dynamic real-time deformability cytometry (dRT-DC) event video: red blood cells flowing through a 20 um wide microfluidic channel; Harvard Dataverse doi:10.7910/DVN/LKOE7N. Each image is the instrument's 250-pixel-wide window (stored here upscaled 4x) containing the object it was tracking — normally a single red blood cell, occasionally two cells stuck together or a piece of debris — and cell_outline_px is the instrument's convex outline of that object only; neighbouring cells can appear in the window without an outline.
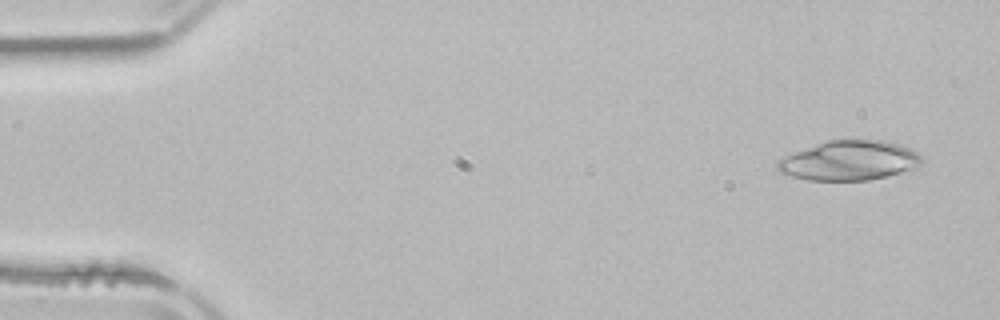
{"species": "common noctule bat (a hibernating species)", "species_latin": "Nyctalus noctula", "temperature_condition": "room temperature", "stored_images_in_passage": 3, "camera_frame_rate_fps": 3000, "um_per_image_px": 0.085, "animal": {"sex": "male", "body_mass_g": 21.5, "forearm_length_mm": 52.0}, "frame": {"image": 1, "passage_image": 1, "time_ms": 0.0, "image_size_px": [1000, 320], "cell_outline_px": [[924, 160], [916, 168], [888, 176], [868, 180], [808, 180], [792, 176], [780, 172], [776, 168], [776, 160], [796, 152], [828, 140], [884, 140], [908, 148], [916, 152]], "centroid_in_image_um": [72.2, 13.66], "position_along_channel_um": 12.8, "area_um2": 33.0}}